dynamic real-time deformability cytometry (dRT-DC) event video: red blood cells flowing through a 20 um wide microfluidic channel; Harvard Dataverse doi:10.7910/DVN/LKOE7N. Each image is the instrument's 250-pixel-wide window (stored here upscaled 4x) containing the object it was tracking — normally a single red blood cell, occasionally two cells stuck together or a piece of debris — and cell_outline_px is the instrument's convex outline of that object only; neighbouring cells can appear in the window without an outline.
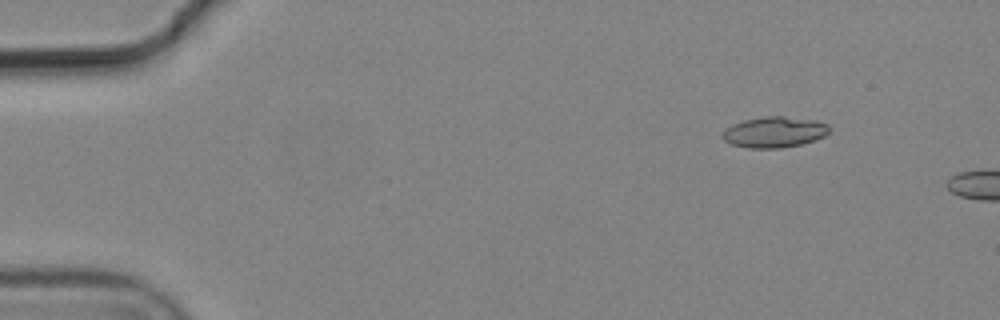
{"species": "common noctule bat (a hibernating species)", "species_latin": "Nyctalus noctula", "temperature_condition": "cold", "stored_images_in_passage": 8, "camera_frame_rate_fps": 3000, "um_per_image_px": 0.085, "animal": {"sex": "male", "body_mass_g": 19.2, "forearm_length_mm": 51.8}, "frame": {"image": 1, "passage_image": 2, "time_ms": 0.333, "image_size_px": [1000, 320], "cell_outline_px": [[828, 132], [824, 136], [800, 144], [780, 148], [748, 148], [732, 144], [724, 140], [720, 136], [724, 128], [732, 124], [744, 120], [764, 116], [784, 116], [816, 120], [828, 124]], "centroid_in_image_um": [65.77, 11.22], "position_along_channel_um": 19.2, "area_um2": 19.19}}
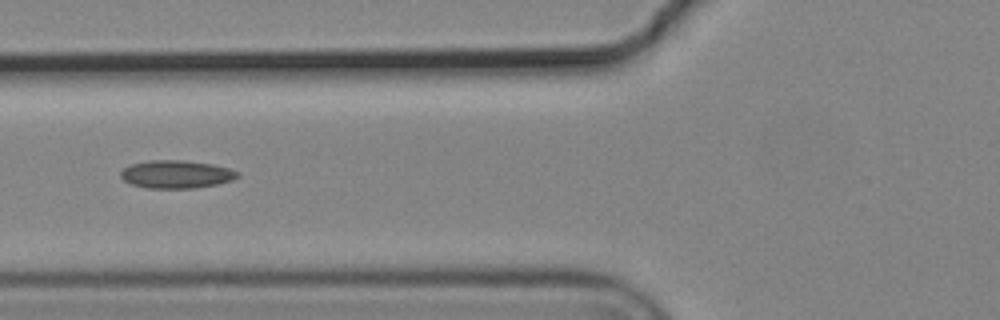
{"frame": {"image": 2, "passage_image": 6, "time_ms": 1.667, "image_size_px": [1000, 320], "cell_outline_px": [[240, 176], [232, 180], [216, 184], [192, 188], [144, 188], [132, 184], [124, 180], [120, 176], [120, 172], [124, 168], [132, 164], [152, 160], [184, 160], [212, 164], [228, 168], [240, 172]], "centroid_in_image_um": [14.99, 14.81], "position_along_channel_um": 110.8, "area_um2": 18.96}}
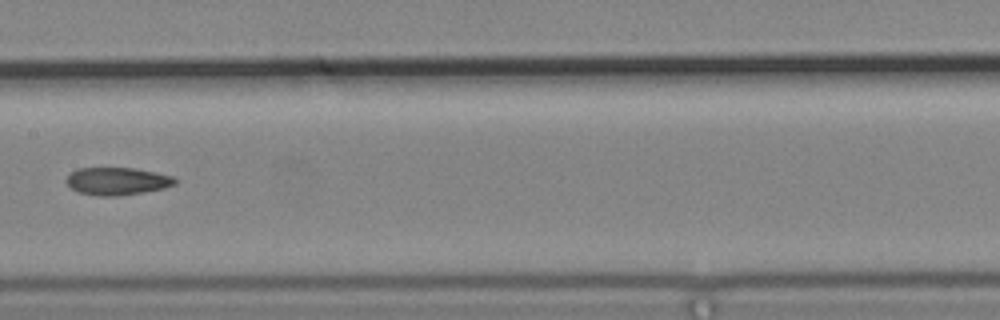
{"frame": {"image": 3, "passage_image": 8, "time_ms": 2.333, "image_size_px": [1000, 320], "cell_outline_px": [[176, 184], [164, 188], [116, 196], [96, 196], [76, 192], [64, 180], [76, 168], [132, 168], [156, 172], [176, 176]], "centroid_in_image_um": [9.95, 15.4], "position_along_channel_um": 197.4, "area_um2": 17.51}}